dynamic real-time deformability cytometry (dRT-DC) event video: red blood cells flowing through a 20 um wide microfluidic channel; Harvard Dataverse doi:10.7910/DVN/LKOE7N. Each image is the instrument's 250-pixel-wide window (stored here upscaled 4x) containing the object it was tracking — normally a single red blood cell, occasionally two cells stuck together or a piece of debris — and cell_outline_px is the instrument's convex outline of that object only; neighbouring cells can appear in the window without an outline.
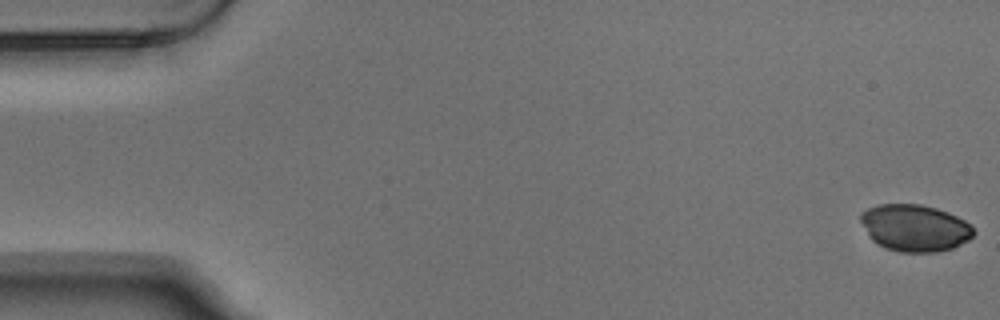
{"species": "Egyptian fruit bat (a non-hibernating species)", "species_latin": "Rousettus aegyptiacus", "temperature_condition": "warm", "stored_images_in_passage": 6, "camera_frame_rate_fps": 3000, "um_per_image_px": 0.085, "animal": {"sex": "male"}, "frame": {"image": 1, "passage_image": 1, "time_ms": 0.0, "image_size_px": [1000, 320], "cell_outline_px": [[976, 232], [968, 240], [952, 248], [936, 252], [900, 252], [876, 244], [868, 236], [860, 220], [860, 212], [876, 204], [920, 204], [936, 208], [948, 212], [972, 224]], "centroid_in_image_um": [77.75, 19.36], "position_along_channel_um": 7.2, "area_um2": 31.04}}
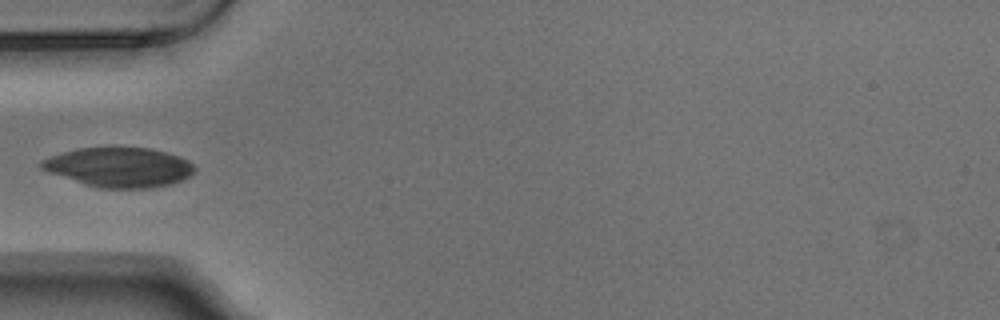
{"frame": {"image": 2, "passage_image": 5, "time_ms": 1.333, "image_size_px": [1000, 320], "cell_outline_px": [[196, 172], [192, 176], [168, 184], [152, 188], [100, 188], [48, 172], [40, 168], [36, 164], [40, 160], [76, 148], [112, 144], [148, 148], [168, 152], [180, 156], [188, 160], [196, 168]], "centroid_in_image_um": [10.13, 14.16], "position_along_channel_um": 74.9, "area_um2": 36.3}}
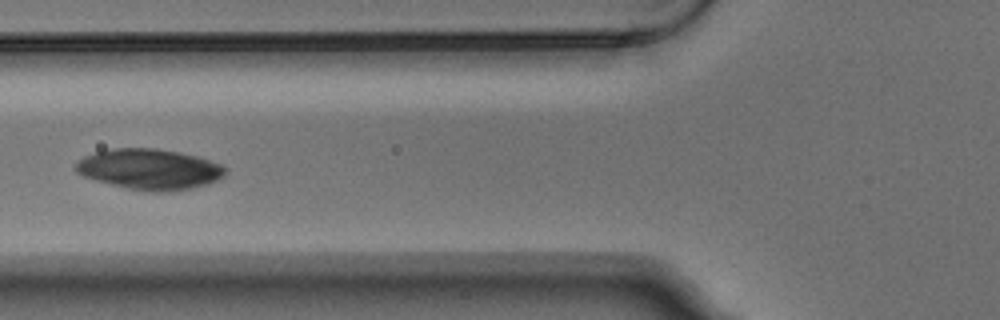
{"frame": {"image": 3, "passage_image": 6, "time_ms": 1.667, "image_size_px": [1000, 320], "cell_outline_px": [[228, 172], [224, 176], [208, 184], [192, 188], [168, 192], [148, 192], [128, 188], [96, 180], [84, 176], [76, 172], [76, 164], [84, 156], [96, 152], [112, 148], [156, 148], [180, 152], [200, 156], [224, 164], [228, 168]], "centroid_in_image_um": [12.8, 14.38], "position_along_channel_um": 113.0, "area_um2": 35.72}}